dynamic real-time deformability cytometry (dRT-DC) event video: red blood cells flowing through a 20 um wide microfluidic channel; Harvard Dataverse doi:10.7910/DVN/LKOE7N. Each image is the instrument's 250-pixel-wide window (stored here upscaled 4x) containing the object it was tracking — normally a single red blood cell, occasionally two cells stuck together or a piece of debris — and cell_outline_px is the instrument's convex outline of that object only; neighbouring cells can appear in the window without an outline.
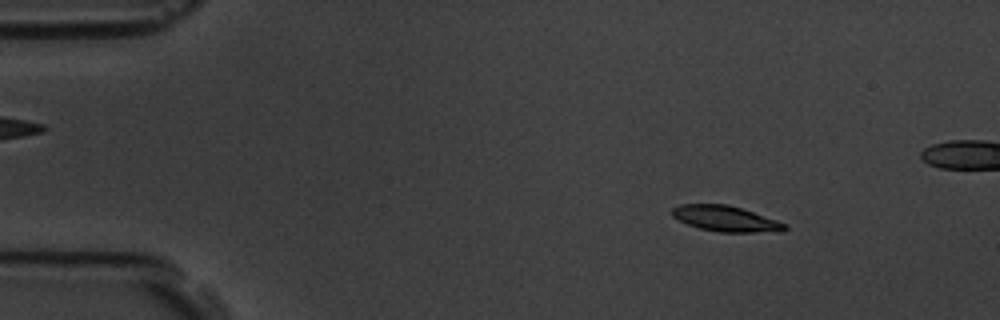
{"species": "common noctule bat (a hibernating species)", "species_latin": "Nyctalus noctula", "temperature_condition": "room temperature", "stored_images_in_passage": 59, "camera_frame_rate_fps": 3000, "um_per_image_px": 0.085, "animal": {"sex": "male", "body_mass_g": 19.5, "forearm_length_mm": 54.6}, "frame": {"image": 1, "passage_image": 8, "time_ms": 2.333, "image_size_px": [1000, 320], "cell_outline_px": [[788, 228], [784, 232], [720, 232], [700, 228], [688, 224], [672, 216], [672, 208], [680, 204], [728, 204], [788, 224]], "centroid_in_image_um": [61.72, 18.59], "position_along_channel_um": 23.3, "area_um2": 16.76}}
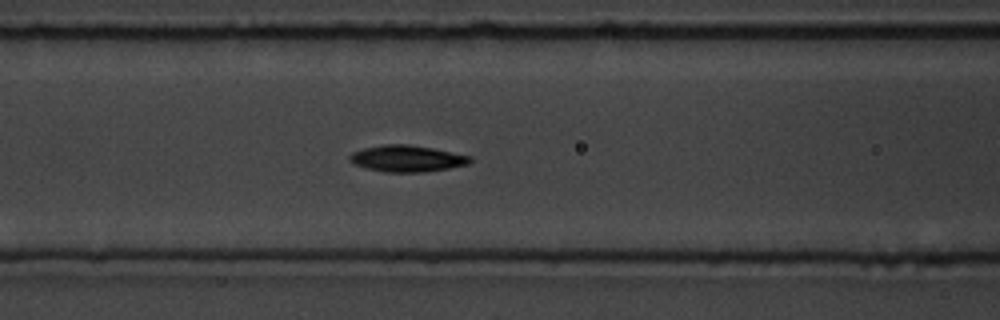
{"frame": {"image": 2, "passage_image": 24, "time_ms": 7.667, "image_size_px": [1000, 320], "cell_outline_px": [[472, 160], [468, 164], [448, 168], [424, 172], [384, 172], [368, 168], [356, 164], [348, 160], [348, 156], [352, 152], [364, 148], [384, 144], [408, 144], [432, 148], [472, 156]], "centroid_in_image_um": [34.59, 13.47], "position_along_channel_um": 132.0, "area_um2": 18.5}}
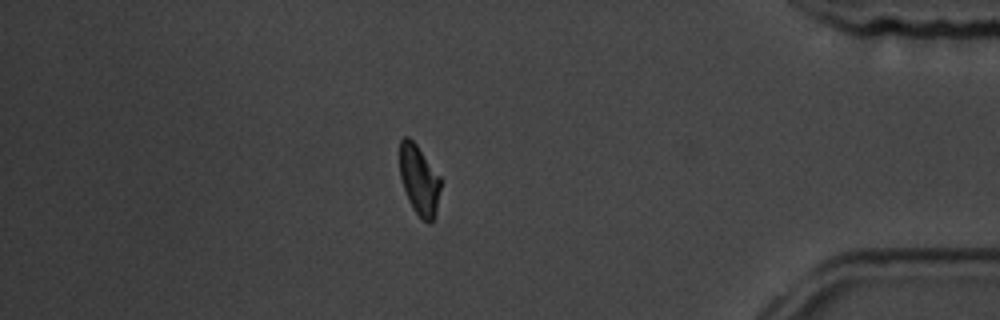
{"frame": {"image": 3, "passage_image": 50, "time_ms": 16.333, "image_size_px": [1000, 320], "cell_outline_px": [[440, 188], [436, 212], [432, 220], [428, 224], [412, 208], [408, 200], [400, 176], [400, 140], [404, 136], [408, 136], [416, 144], [440, 176]], "centroid_in_image_um": [35.62, 15.28], "position_along_channel_um": 399.6, "area_um2": 16.42}, "authors_computed_cell_mechanics": {"area_um2": 17.34, "velocity_mm_per_s": 3.5174, "shape_relaxation_time_tau1_ms": 3.8562, "shape_relaxation_time_tau2_ms": 3.2209, "deformation_change_tau1": 0.1399, "deformation_change_tau2": 0.0723}}